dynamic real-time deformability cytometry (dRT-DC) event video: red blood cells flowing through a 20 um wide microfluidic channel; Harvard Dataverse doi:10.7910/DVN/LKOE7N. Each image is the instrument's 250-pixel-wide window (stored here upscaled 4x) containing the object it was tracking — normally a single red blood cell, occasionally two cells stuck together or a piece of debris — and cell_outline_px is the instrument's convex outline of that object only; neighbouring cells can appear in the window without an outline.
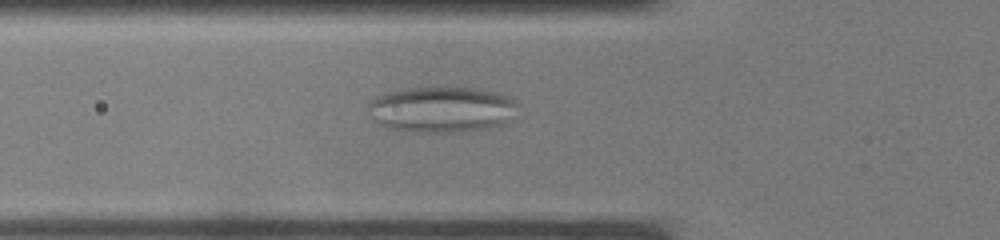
{"species": "common noctule bat (a hibernating species)", "species_latin": "Nyctalus noctula", "temperature_condition": "warm", "stored_images_in_passage": 26, "camera_frame_rate_fps": 3000, "um_per_image_px": 0.085, "animal": {"sex": "male", "body_mass_g": 19.0, "forearm_length_mm": 50.8}, "frame": {"image": 1, "passage_image": 2, "time_ms": 0.333, "image_size_px": [1000, 240], "cell_outline_px": [[520, 104], [516, 116], [504, 124], [488, 128], [464, 132], [416, 132], [388, 128], [372, 120], [368, 108], [368, 104], [376, 96], [388, 92], [408, 88], [476, 88], [496, 92], [508, 96], [516, 100]], "centroid_in_image_um": [37.61, 9.32], "position_along_channel_um": 88.2, "area_um2": 40.46}}
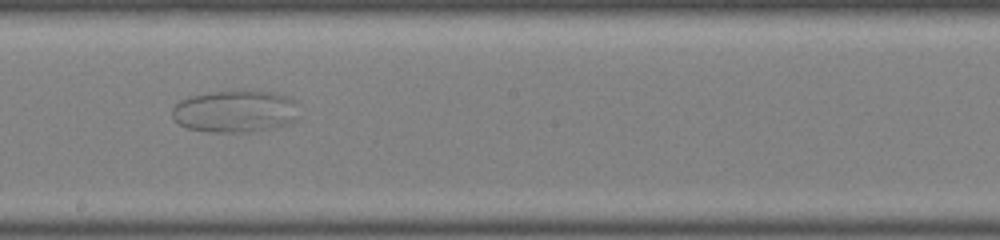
{"frame": {"image": 2, "passage_image": 10, "time_ms": 3.0, "image_size_px": [1000, 240], "cell_outline_px": [[300, 116], [296, 120], [288, 124], [268, 128], [244, 132], [208, 132], [188, 128], [172, 120], [172, 108], [180, 100], [188, 96], [212, 92], [244, 88], [272, 92], [288, 96], [296, 100]], "centroid_in_image_um": [20.01, 9.42], "position_along_channel_um": 228.2, "area_um2": 32.02}}
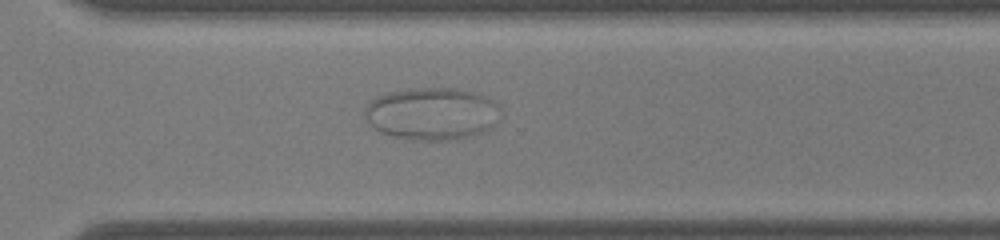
{"frame": {"image": 3, "passage_image": 16, "time_ms": 5.0, "image_size_px": [1000, 240], "cell_outline_px": [[500, 108], [496, 124], [492, 128], [472, 136], [456, 140], [424, 140], [396, 136], [380, 132], [364, 116], [364, 108], [376, 96], [388, 92], [408, 88], [456, 88], [472, 92], [484, 96], [492, 100]], "centroid_in_image_um": [36.73, 9.65], "position_along_channel_um": 333.9, "area_um2": 41.38}}